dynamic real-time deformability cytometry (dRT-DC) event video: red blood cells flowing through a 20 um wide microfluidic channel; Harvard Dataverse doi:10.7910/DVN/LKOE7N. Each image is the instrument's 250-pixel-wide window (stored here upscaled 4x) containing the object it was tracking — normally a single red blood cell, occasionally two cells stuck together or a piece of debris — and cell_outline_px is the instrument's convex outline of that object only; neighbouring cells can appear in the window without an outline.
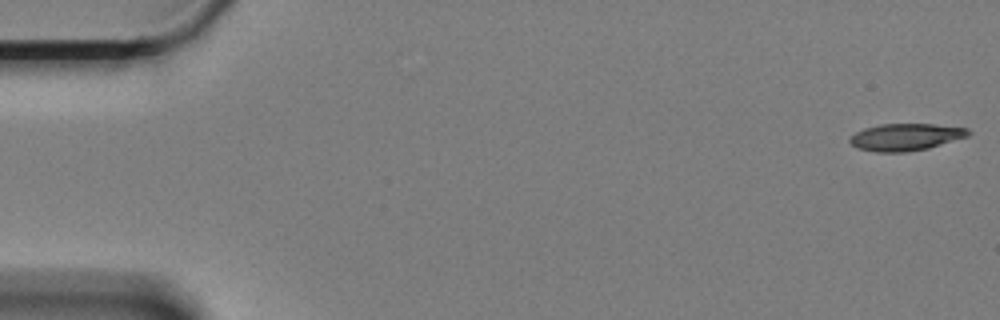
{"species": "Egyptian fruit bat (a non-hibernating species)", "species_latin": "Rousettus aegyptiacus", "temperature_condition": "cold", "stored_images_in_passage": 60, "camera_frame_rate_fps": 3000, "um_per_image_px": 0.085, "animal": {"sex": "female"}, "frame": {"image": 1, "passage_image": 1, "time_ms": 0.0, "image_size_px": [1000, 320], "cell_outline_px": [[972, 132], [968, 136], [928, 148], [908, 152], [876, 152], [856, 148], [848, 140], [856, 132], [864, 128], [880, 124], [932, 124], [968, 128]], "centroid_in_image_um": [76.98, 11.65], "position_along_channel_um": 8.0, "area_um2": 18.67}}
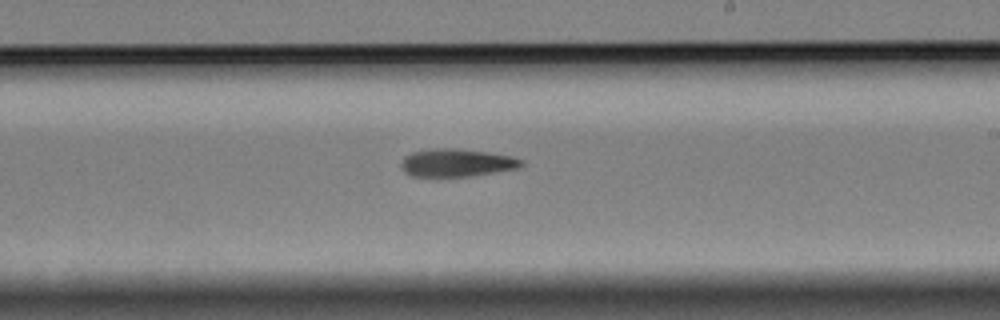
{"frame": {"image": 2, "passage_image": 35, "time_ms": 11.333, "image_size_px": [1000, 320], "cell_outline_px": [[524, 164], [516, 168], [468, 176], [412, 176], [404, 172], [400, 164], [404, 156], [412, 152], [432, 148], [456, 148], [484, 152], [508, 156], [524, 160]], "centroid_in_image_um": [38.74, 13.82], "position_along_channel_um": 250.3, "area_um2": 19.19}}
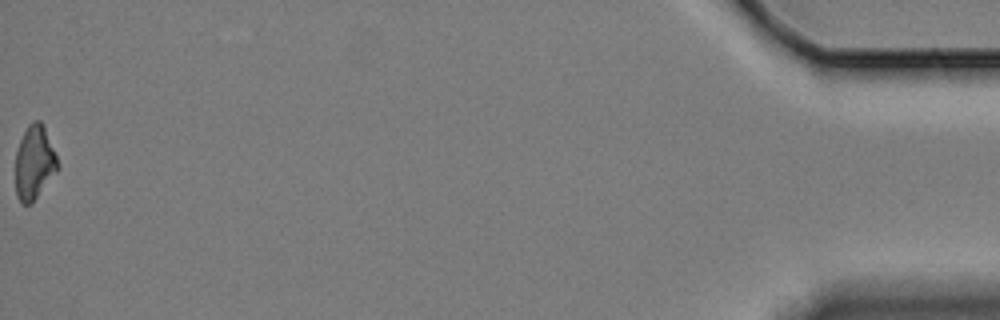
{"frame": {"image": 3, "passage_image": 60, "time_ms": 19.667, "image_size_px": [1000, 320], "cell_outline_px": [[56, 172], [32, 204], [20, 204], [16, 196], [16, 152], [20, 140], [28, 124], [32, 120], [40, 120], [44, 124], [56, 156]], "centroid_in_image_um": [2.89, 13.82], "position_along_channel_um": 432.3, "area_um2": 18.09}}